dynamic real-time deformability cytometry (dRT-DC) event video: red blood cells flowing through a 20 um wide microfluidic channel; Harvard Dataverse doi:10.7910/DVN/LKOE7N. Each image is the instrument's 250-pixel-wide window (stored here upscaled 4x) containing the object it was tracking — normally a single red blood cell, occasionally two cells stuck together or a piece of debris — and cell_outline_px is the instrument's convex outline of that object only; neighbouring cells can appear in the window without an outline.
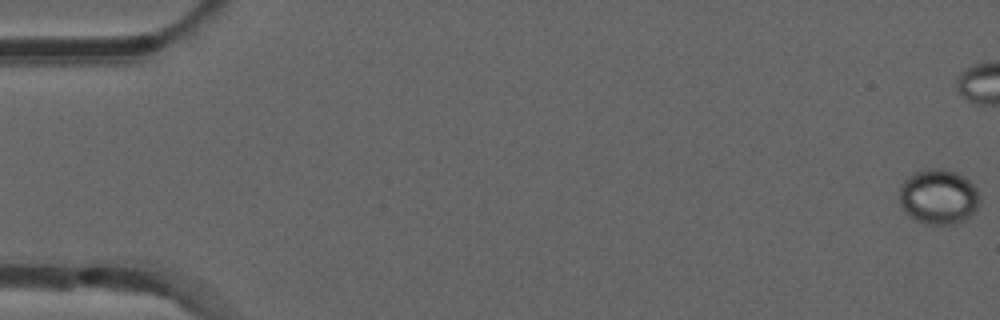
{"species": "common noctule bat (a hibernating species)", "species_latin": "Nyctalus noctula", "temperature_condition": "room temperature", "stored_images_in_passage": 38, "camera_frame_rate_fps": 3000, "um_per_image_px": 0.085, "animal": {"sex": "male", "forearm_length_mm": 52.5}, "frame": {"image": 1, "passage_image": 1, "time_ms": 0.0, "image_size_px": [1000, 320], "cell_outline_px": [[980, 200], [976, 212], [964, 220], [956, 224], [928, 224], [916, 220], [904, 212], [900, 204], [900, 188], [904, 180], [912, 172], [932, 168], [944, 168], [956, 172], [964, 176], [976, 188]], "centroid_in_image_um": [79.78, 16.72], "position_along_channel_um": 5.2, "area_um2": 26.01}}
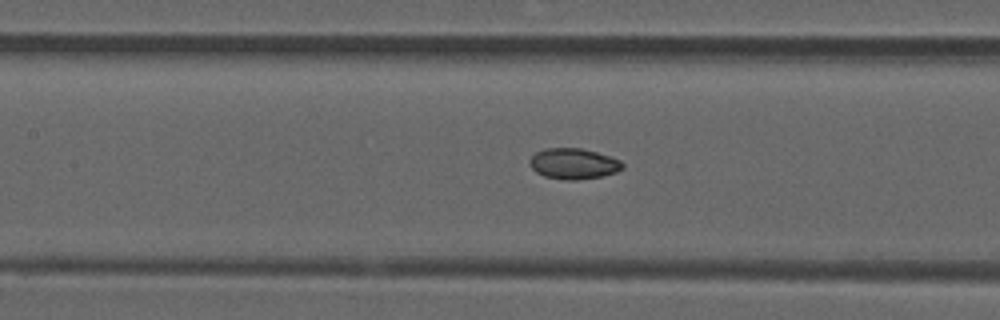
{"frame": {"image": 2, "passage_image": 25, "time_ms": 8.0, "image_size_px": [1000, 320], "cell_outline_px": [[624, 168], [616, 172], [604, 176], [576, 180], [564, 180], [544, 176], [536, 172], [532, 168], [528, 160], [536, 152], [544, 148], [580, 148], [612, 156], [620, 160], [624, 164]], "centroid_in_image_um": [48.77, 13.91], "position_along_channel_um": 158.6, "area_um2": 16.82}}
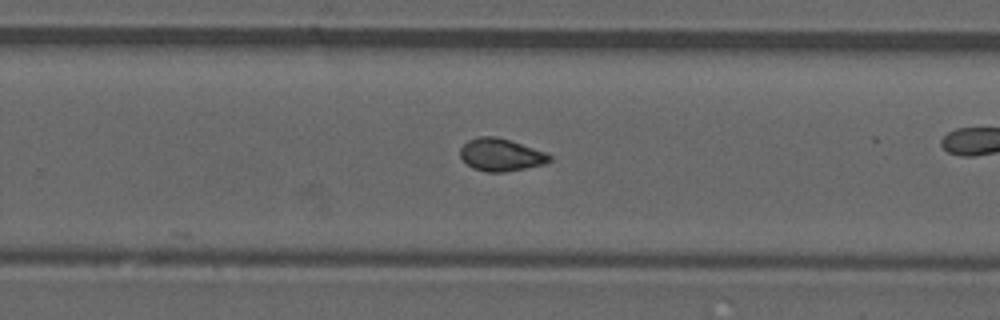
{"frame": {"image": 3, "passage_image": 35, "time_ms": 11.333, "image_size_px": [1000, 320], "cell_outline_px": [[552, 160], [544, 164], [504, 172], [484, 172], [472, 168], [460, 156], [460, 148], [468, 140], [480, 136], [496, 136], [548, 152], [552, 156]], "centroid_in_image_um": [42.59, 13.16], "position_along_channel_um": 287.2, "area_um2": 16.99}}